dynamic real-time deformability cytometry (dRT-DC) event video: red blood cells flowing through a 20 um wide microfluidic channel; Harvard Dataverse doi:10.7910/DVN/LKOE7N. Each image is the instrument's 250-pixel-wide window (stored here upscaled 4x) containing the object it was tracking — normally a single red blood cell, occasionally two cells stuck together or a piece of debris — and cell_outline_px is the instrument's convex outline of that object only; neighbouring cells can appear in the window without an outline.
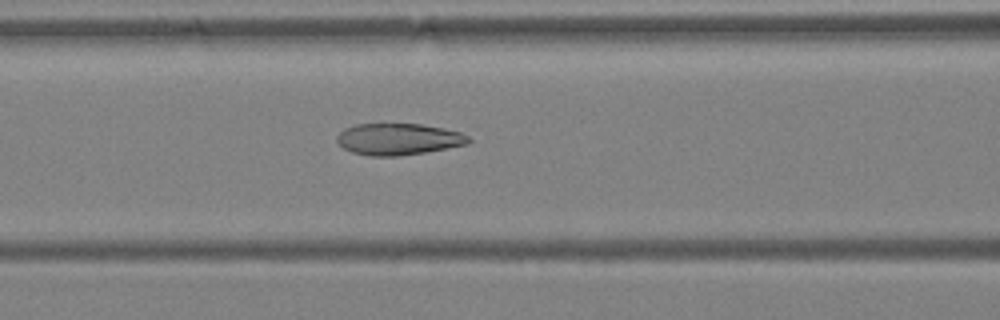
{"species": "Egyptian fruit bat (a non-hibernating species)", "species_latin": "Rousettus aegyptiacus", "temperature_condition": "warm", "stored_images_in_passage": 32, "camera_frame_rate_fps": 3000, "um_per_image_px": 0.085, "animal": {"sex": "female"}, "frame": {"image": 1, "passage_image": 5, "time_ms": 1.333, "image_size_px": [1000, 320], "cell_outline_px": [[472, 140], [468, 144], [424, 152], [396, 156], [372, 156], [352, 152], [344, 148], [336, 140], [336, 136], [344, 128], [356, 124], [420, 124], [444, 128], [460, 132], [468, 136]], "centroid_in_image_um": [33.86, 11.82], "position_along_channel_um": 132.7, "area_um2": 24.1}}
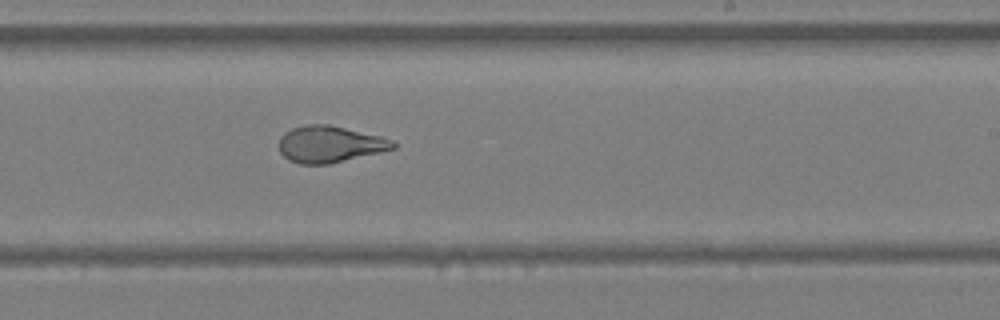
{"frame": {"image": 2, "passage_image": 14, "time_ms": 4.333, "image_size_px": [1000, 320], "cell_outline_px": [[396, 148], [380, 152], [328, 164], [300, 164], [288, 160], [280, 152], [280, 136], [284, 132], [292, 128], [308, 124], [328, 124], [380, 136], [392, 140], [396, 144]], "centroid_in_image_um": [28.01, 12.26], "position_along_channel_um": 261.0, "area_um2": 24.16}}
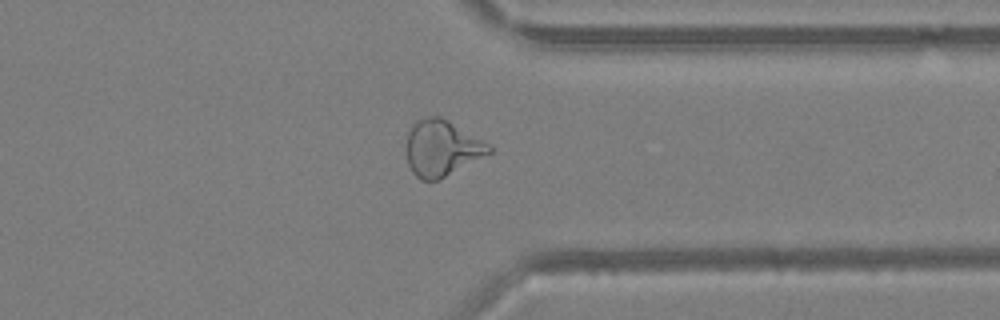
{"frame": {"image": 3, "passage_image": 22, "time_ms": 7.0, "image_size_px": [1000, 320], "cell_outline_px": [[492, 152], [436, 180], [420, 180], [412, 172], [408, 164], [408, 132], [412, 124], [416, 120], [428, 116], [440, 116], [488, 144], [492, 148]], "centroid_in_image_um": [37.52, 12.58], "position_along_channel_um": 373.9, "area_um2": 26.18}}